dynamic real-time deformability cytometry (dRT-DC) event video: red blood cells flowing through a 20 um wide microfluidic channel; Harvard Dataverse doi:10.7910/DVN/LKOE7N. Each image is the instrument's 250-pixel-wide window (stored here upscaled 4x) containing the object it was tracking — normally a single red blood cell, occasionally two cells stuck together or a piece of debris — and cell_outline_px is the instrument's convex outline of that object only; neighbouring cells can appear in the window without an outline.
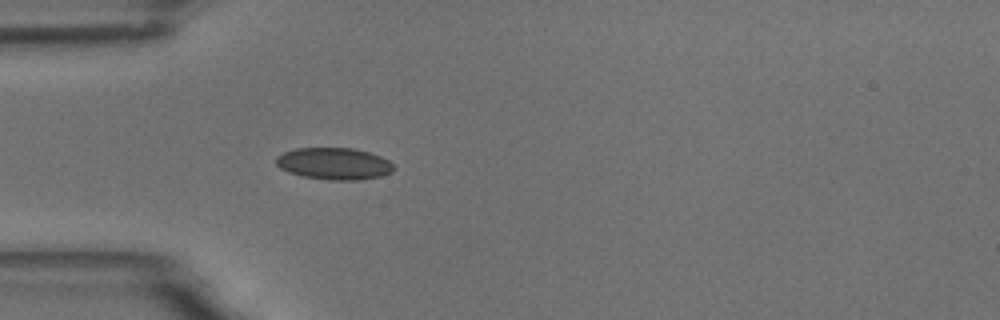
{"species": "common noctule bat (a hibernating species)", "species_latin": "Nyctalus noctula", "temperature_condition": "room temperature", "stored_images_in_passage": 2, "camera_frame_rate_fps": 3000, "um_per_image_px": 0.085, "animal": {"sex": "male", "body_mass_g": 18.8}, "frame": {"image": 1, "passage_image": 2, "time_ms": 1.333, "image_size_px": [1000, 320], "cell_outline_px": [[396, 168], [392, 172], [380, 176], [360, 180], [328, 180], [300, 176], [288, 172], [280, 168], [276, 164], [276, 156], [284, 152], [296, 148], [352, 148], [368, 152], [380, 156], [388, 160]], "centroid_in_image_um": [28.38, 13.92], "position_along_channel_um": 56.6, "area_um2": 21.96}}